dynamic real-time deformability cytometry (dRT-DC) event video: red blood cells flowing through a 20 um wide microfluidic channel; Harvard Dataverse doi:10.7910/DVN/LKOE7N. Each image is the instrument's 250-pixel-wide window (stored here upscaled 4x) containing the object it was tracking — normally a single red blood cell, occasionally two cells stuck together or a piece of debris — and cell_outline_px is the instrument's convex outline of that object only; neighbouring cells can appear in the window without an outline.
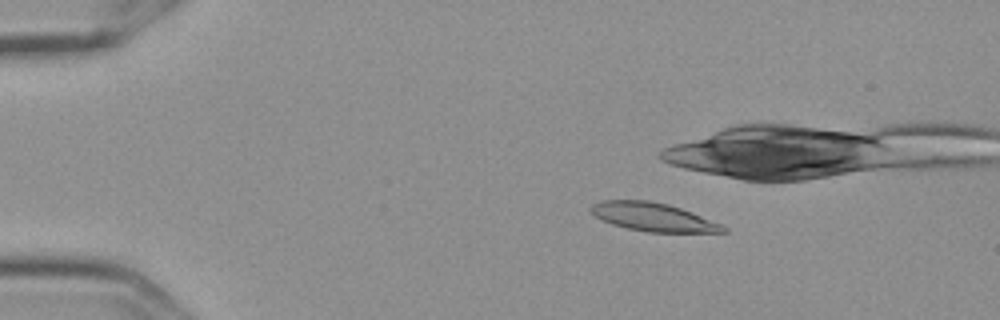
{"species": "Egyptian fruit bat (a non-hibernating species)", "species_latin": "Rousettus aegyptiacus", "temperature_condition": "cold", "stored_images_in_passage": 58, "camera_frame_rate_fps": 3000, "um_per_image_px": 0.085, "frame": {"image": 1, "passage_image": 11, "time_ms": 3.333, "image_size_px": [1000, 320], "cell_outline_px": [[728, 232], [648, 232], [628, 228], [612, 224], [600, 220], [588, 208], [592, 204], [600, 200], [648, 200], [668, 204], [692, 212], [720, 224], [728, 228]], "centroid_in_image_um": [55.48, 18.44], "position_along_channel_um": 29.5, "area_um2": 21.85}}
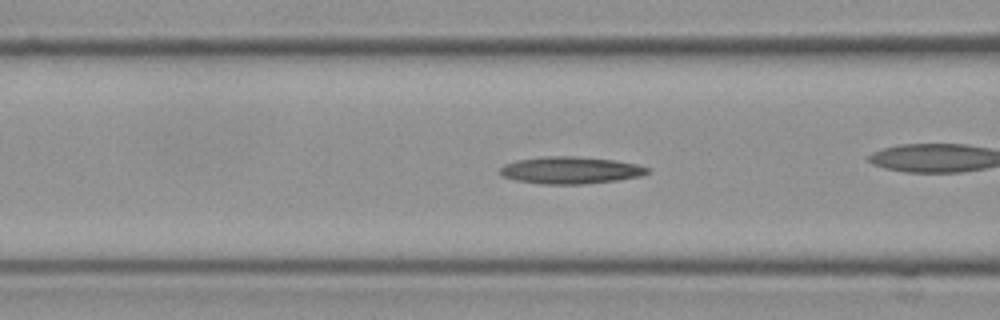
{"frame": {"image": 2, "passage_image": 24, "time_ms": 7.667, "image_size_px": [1000, 320], "cell_outline_px": [[652, 168], [648, 172], [640, 176], [616, 180], [580, 184], [540, 184], [516, 180], [504, 176], [500, 172], [500, 168], [504, 164], [516, 160], [544, 156], [572, 156], [616, 160], [636, 164]], "centroid_in_image_um": [48.49, 14.46], "position_along_channel_um": 118.1, "area_um2": 23.18}}
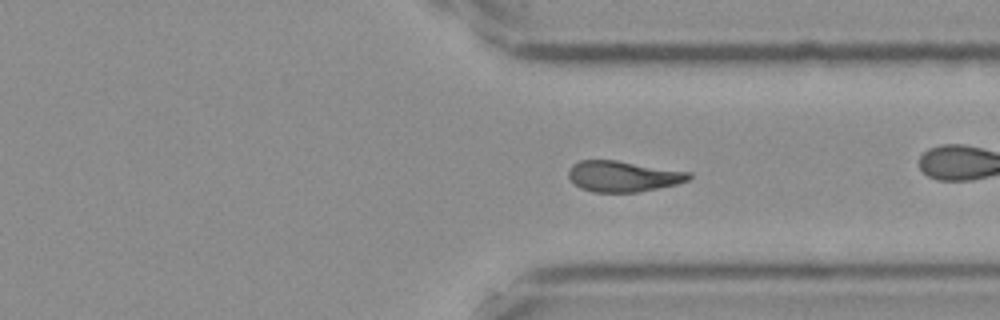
{"frame": {"image": 3, "passage_image": 44, "time_ms": 14.333, "image_size_px": [1000, 320], "cell_outline_px": [[692, 176], [688, 180], [676, 184], [636, 192], [592, 192], [580, 188], [568, 176], [568, 172], [572, 164], [580, 160], [616, 160], [692, 172]], "centroid_in_image_um": [52.96, 14.98], "position_along_channel_um": 358.4, "area_um2": 21.56}, "authors_computed_cell_mechanics": {"area_um2": 21.7906, "velocity_mm_per_s": 3.6011, "shape_relaxation_time_tau1_ms": null, "shape_relaxation_time_tau2_ms": 8.008, "deformation_change_tau1": null, "deformation_change_tau2": 0.1798}}